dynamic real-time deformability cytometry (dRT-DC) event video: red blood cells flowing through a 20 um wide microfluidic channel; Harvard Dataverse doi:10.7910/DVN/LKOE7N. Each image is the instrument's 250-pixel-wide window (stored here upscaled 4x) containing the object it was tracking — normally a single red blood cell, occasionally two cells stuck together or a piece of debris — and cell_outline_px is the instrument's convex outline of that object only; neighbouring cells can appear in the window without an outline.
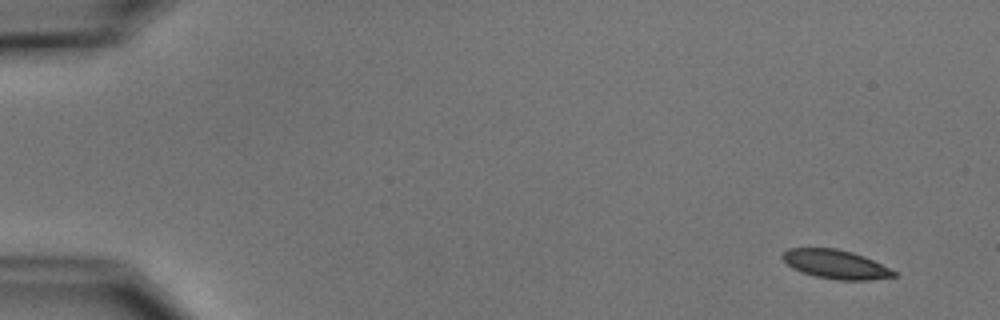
{"species": "common noctule bat (a hibernating species)", "species_latin": "Nyctalus noctula", "temperature_condition": "cold", "stored_images_in_passage": 5, "camera_frame_rate_fps": 3000, "um_per_image_px": 0.085, "animal": {"sex": "male", "body_mass_g": 15.6}, "frame": {"image": 1, "passage_image": 1, "time_ms": 0.0, "image_size_px": [1000, 320], "cell_outline_px": [[896, 276], [872, 280], [840, 280], [816, 276], [792, 268], [780, 256], [788, 248], [836, 248], [852, 252], [864, 256], [896, 272]], "centroid_in_image_um": [71.02, 22.46], "position_along_channel_um": 14.0, "area_um2": 18.5}}
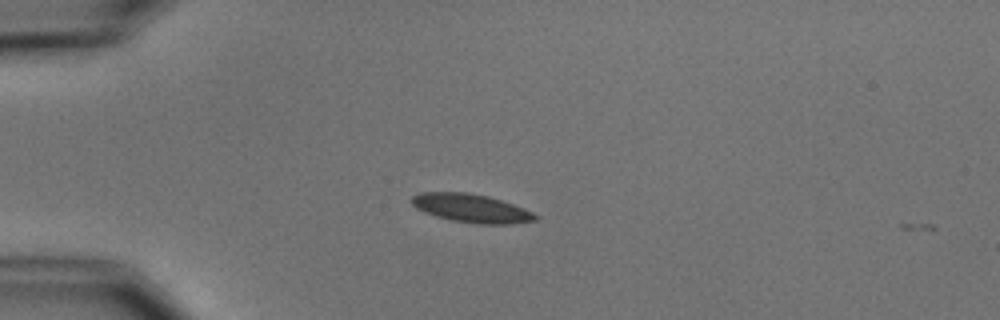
{"frame": {"image": 2, "passage_image": 4, "time_ms": 3.667, "image_size_px": [1000, 320], "cell_outline_px": [[540, 216], [536, 220], [508, 224], [476, 224], [452, 220], [436, 216], [424, 212], [416, 208], [412, 204], [412, 196], [420, 192], [468, 192], [488, 196], [524, 208]], "centroid_in_image_um": [40.06, 17.7], "position_along_channel_um": 44.9, "area_um2": 20.46}}